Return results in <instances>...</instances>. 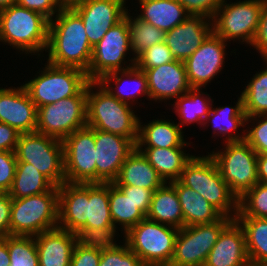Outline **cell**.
<instances>
[{"mask_svg": "<svg viewBox=\"0 0 267 266\" xmlns=\"http://www.w3.org/2000/svg\"><path fill=\"white\" fill-rule=\"evenodd\" d=\"M87 85L76 95L37 108L36 132L63 141L87 126Z\"/></svg>", "mask_w": 267, "mask_h": 266, "instance_id": "obj_10", "label": "cell"}, {"mask_svg": "<svg viewBox=\"0 0 267 266\" xmlns=\"http://www.w3.org/2000/svg\"><path fill=\"white\" fill-rule=\"evenodd\" d=\"M58 190V227L86 240V183L64 182Z\"/></svg>", "mask_w": 267, "mask_h": 266, "instance_id": "obj_21", "label": "cell"}, {"mask_svg": "<svg viewBox=\"0 0 267 266\" xmlns=\"http://www.w3.org/2000/svg\"><path fill=\"white\" fill-rule=\"evenodd\" d=\"M130 49L128 17L111 27L103 38L93 46L90 66L86 72L89 81H99L105 74L127 70L135 66L133 57L131 66L121 67L125 53Z\"/></svg>", "mask_w": 267, "mask_h": 266, "instance_id": "obj_13", "label": "cell"}, {"mask_svg": "<svg viewBox=\"0 0 267 266\" xmlns=\"http://www.w3.org/2000/svg\"><path fill=\"white\" fill-rule=\"evenodd\" d=\"M178 180L199 193L223 216L235 219L238 213V199L230 191L228 184L223 180L210 155L204 157L193 156L185 165ZM231 208L233 211L235 210L234 214L230 213Z\"/></svg>", "mask_w": 267, "mask_h": 266, "instance_id": "obj_3", "label": "cell"}, {"mask_svg": "<svg viewBox=\"0 0 267 266\" xmlns=\"http://www.w3.org/2000/svg\"><path fill=\"white\" fill-rule=\"evenodd\" d=\"M199 89L200 88H191L174 102V108H176L175 112L178 113V117L182 118L179 126H182L184 123L189 124L192 122H198L199 125L206 124L203 122L209 115L212 105L209 104L210 101L207 100V96L206 98L200 97L202 95L200 93L202 92H200ZM209 105H211V107Z\"/></svg>", "mask_w": 267, "mask_h": 266, "instance_id": "obj_36", "label": "cell"}, {"mask_svg": "<svg viewBox=\"0 0 267 266\" xmlns=\"http://www.w3.org/2000/svg\"><path fill=\"white\" fill-rule=\"evenodd\" d=\"M126 16L128 17L130 48L136 54L135 58L152 45L165 41L164 31L143 21L138 16L133 20L128 12Z\"/></svg>", "mask_w": 267, "mask_h": 266, "instance_id": "obj_37", "label": "cell"}, {"mask_svg": "<svg viewBox=\"0 0 267 266\" xmlns=\"http://www.w3.org/2000/svg\"><path fill=\"white\" fill-rule=\"evenodd\" d=\"M49 21L48 63L88 71L93 47L88 41L81 17L71 8L63 7Z\"/></svg>", "mask_w": 267, "mask_h": 266, "instance_id": "obj_1", "label": "cell"}, {"mask_svg": "<svg viewBox=\"0 0 267 266\" xmlns=\"http://www.w3.org/2000/svg\"><path fill=\"white\" fill-rule=\"evenodd\" d=\"M59 190L12 199L10 235L36 236L58 227Z\"/></svg>", "mask_w": 267, "mask_h": 266, "instance_id": "obj_5", "label": "cell"}, {"mask_svg": "<svg viewBox=\"0 0 267 266\" xmlns=\"http://www.w3.org/2000/svg\"><path fill=\"white\" fill-rule=\"evenodd\" d=\"M138 69L143 70L147 76L150 99H177L192 88L183 61L174 60L159 67Z\"/></svg>", "mask_w": 267, "mask_h": 266, "instance_id": "obj_19", "label": "cell"}, {"mask_svg": "<svg viewBox=\"0 0 267 266\" xmlns=\"http://www.w3.org/2000/svg\"><path fill=\"white\" fill-rule=\"evenodd\" d=\"M245 235L251 265L267 264V218L235 217Z\"/></svg>", "mask_w": 267, "mask_h": 266, "instance_id": "obj_32", "label": "cell"}, {"mask_svg": "<svg viewBox=\"0 0 267 266\" xmlns=\"http://www.w3.org/2000/svg\"><path fill=\"white\" fill-rule=\"evenodd\" d=\"M251 266H267V264H257V265H251Z\"/></svg>", "mask_w": 267, "mask_h": 266, "instance_id": "obj_56", "label": "cell"}, {"mask_svg": "<svg viewBox=\"0 0 267 266\" xmlns=\"http://www.w3.org/2000/svg\"><path fill=\"white\" fill-rule=\"evenodd\" d=\"M139 3L143 12L138 17L165 33L189 16L177 0H139Z\"/></svg>", "mask_w": 267, "mask_h": 266, "instance_id": "obj_29", "label": "cell"}, {"mask_svg": "<svg viewBox=\"0 0 267 266\" xmlns=\"http://www.w3.org/2000/svg\"><path fill=\"white\" fill-rule=\"evenodd\" d=\"M267 64V60H265ZM243 110L247 117L267 115V67L250 80L242 92Z\"/></svg>", "mask_w": 267, "mask_h": 266, "instance_id": "obj_38", "label": "cell"}, {"mask_svg": "<svg viewBox=\"0 0 267 266\" xmlns=\"http://www.w3.org/2000/svg\"><path fill=\"white\" fill-rule=\"evenodd\" d=\"M205 19L202 15H189L165 33V43L176 60L184 62L213 32L212 23Z\"/></svg>", "mask_w": 267, "mask_h": 266, "instance_id": "obj_22", "label": "cell"}, {"mask_svg": "<svg viewBox=\"0 0 267 266\" xmlns=\"http://www.w3.org/2000/svg\"><path fill=\"white\" fill-rule=\"evenodd\" d=\"M235 107H219L216 109H211L209 115L206 117V121H209L211 118L212 126L214 127V130H218V133H221L224 135H227L226 142H240L245 140V134L241 137L238 135L234 136L230 134V132L233 130L235 133L239 126H244V123L246 122L247 115L243 110V96L240 95L238 102H236ZM221 120L219 121L218 120ZM223 120V121H222ZM225 120V121H224ZM222 124H219V122ZM227 124V125H225ZM230 131V132H229Z\"/></svg>", "mask_w": 267, "mask_h": 266, "instance_id": "obj_34", "label": "cell"}, {"mask_svg": "<svg viewBox=\"0 0 267 266\" xmlns=\"http://www.w3.org/2000/svg\"><path fill=\"white\" fill-rule=\"evenodd\" d=\"M17 0H0V10H3L11 5H15Z\"/></svg>", "mask_w": 267, "mask_h": 266, "instance_id": "obj_54", "label": "cell"}, {"mask_svg": "<svg viewBox=\"0 0 267 266\" xmlns=\"http://www.w3.org/2000/svg\"><path fill=\"white\" fill-rule=\"evenodd\" d=\"M119 72H121V74ZM122 76H125L131 80H134L135 82V84H133L134 85L133 91H132V87L130 89L131 92L128 91L130 92V94L129 93L127 94V92L125 94L124 91L126 90L119 88L120 82H123L121 78ZM112 80H115L114 82L116 85L115 89H117V91L111 89L113 87H109L107 85V84H110ZM98 82L101 83L114 97H116L120 102H123V103L128 104L129 100L133 99L135 95H139V94L147 95L149 97L147 76L143 70L138 69L136 66H133L132 68H129L127 70L113 71L108 74H105Z\"/></svg>", "mask_w": 267, "mask_h": 266, "instance_id": "obj_35", "label": "cell"}, {"mask_svg": "<svg viewBox=\"0 0 267 266\" xmlns=\"http://www.w3.org/2000/svg\"><path fill=\"white\" fill-rule=\"evenodd\" d=\"M49 20L17 4L0 10V41L26 53L46 50Z\"/></svg>", "mask_w": 267, "mask_h": 266, "instance_id": "obj_4", "label": "cell"}, {"mask_svg": "<svg viewBox=\"0 0 267 266\" xmlns=\"http://www.w3.org/2000/svg\"><path fill=\"white\" fill-rule=\"evenodd\" d=\"M21 133L6 123L0 122V151H15Z\"/></svg>", "mask_w": 267, "mask_h": 266, "instance_id": "obj_51", "label": "cell"}, {"mask_svg": "<svg viewBox=\"0 0 267 266\" xmlns=\"http://www.w3.org/2000/svg\"><path fill=\"white\" fill-rule=\"evenodd\" d=\"M178 231L175 227L145 218L125 233V243L144 266L169 265Z\"/></svg>", "mask_w": 267, "mask_h": 266, "instance_id": "obj_6", "label": "cell"}, {"mask_svg": "<svg viewBox=\"0 0 267 266\" xmlns=\"http://www.w3.org/2000/svg\"><path fill=\"white\" fill-rule=\"evenodd\" d=\"M98 266H144L140 258L124 246L113 242L101 241V259Z\"/></svg>", "mask_w": 267, "mask_h": 266, "instance_id": "obj_41", "label": "cell"}, {"mask_svg": "<svg viewBox=\"0 0 267 266\" xmlns=\"http://www.w3.org/2000/svg\"><path fill=\"white\" fill-rule=\"evenodd\" d=\"M251 46L259 50L263 59L267 60V0L261 10L258 28Z\"/></svg>", "mask_w": 267, "mask_h": 266, "instance_id": "obj_49", "label": "cell"}, {"mask_svg": "<svg viewBox=\"0 0 267 266\" xmlns=\"http://www.w3.org/2000/svg\"><path fill=\"white\" fill-rule=\"evenodd\" d=\"M109 210L114 227L116 228V223L121 224L124 233L146 218L138 209V205L129 196L124 195L114 183H109Z\"/></svg>", "mask_w": 267, "mask_h": 266, "instance_id": "obj_33", "label": "cell"}, {"mask_svg": "<svg viewBox=\"0 0 267 266\" xmlns=\"http://www.w3.org/2000/svg\"><path fill=\"white\" fill-rule=\"evenodd\" d=\"M257 174L259 182L267 184V154L257 155Z\"/></svg>", "mask_w": 267, "mask_h": 266, "instance_id": "obj_52", "label": "cell"}, {"mask_svg": "<svg viewBox=\"0 0 267 266\" xmlns=\"http://www.w3.org/2000/svg\"><path fill=\"white\" fill-rule=\"evenodd\" d=\"M174 60L176 59L164 41L154 44L140 53L136 57L135 66L137 68H153Z\"/></svg>", "mask_w": 267, "mask_h": 266, "instance_id": "obj_43", "label": "cell"}, {"mask_svg": "<svg viewBox=\"0 0 267 266\" xmlns=\"http://www.w3.org/2000/svg\"><path fill=\"white\" fill-rule=\"evenodd\" d=\"M236 217L267 218V184L258 182L238 199Z\"/></svg>", "mask_w": 267, "mask_h": 266, "instance_id": "obj_40", "label": "cell"}, {"mask_svg": "<svg viewBox=\"0 0 267 266\" xmlns=\"http://www.w3.org/2000/svg\"><path fill=\"white\" fill-rule=\"evenodd\" d=\"M113 183L116 186H134L155 191L166 182L151 166L142 152L135 148L123 162Z\"/></svg>", "mask_w": 267, "mask_h": 266, "instance_id": "obj_25", "label": "cell"}, {"mask_svg": "<svg viewBox=\"0 0 267 266\" xmlns=\"http://www.w3.org/2000/svg\"><path fill=\"white\" fill-rule=\"evenodd\" d=\"M176 189L184 218V226L210 224L223 215L199 193L179 180L170 182Z\"/></svg>", "mask_w": 267, "mask_h": 266, "instance_id": "obj_26", "label": "cell"}, {"mask_svg": "<svg viewBox=\"0 0 267 266\" xmlns=\"http://www.w3.org/2000/svg\"><path fill=\"white\" fill-rule=\"evenodd\" d=\"M14 152L17 162L33 165L55 186L59 187L65 182L61 140L38 132L21 133Z\"/></svg>", "mask_w": 267, "mask_h": 266, "instance_id": "obj_7", "label": "cell"}, {"mask_svg": "<svg viewBox=\"0 0 267 266\" xmlns=\"http://www.w3.org/2000/svg\"><path fill=\"white\" fill-rule=\"evenodd\" d=\"M16 4L42 14L49 21L52 20L55 12H59L64 7L59 0H17Z\"/></svg>", "mask_w": 267, "mask_h": 266, "instance_id": "obj_47", "label": "cell"}, {"mask_svg": "<svg viewBox=\"0 0 267 266\" xmlns=\"http://www.w3.org/2000/svg\"><path fill=\"white\" fill-rule=\"evenodd\" d=\"M225 150L209 154L228 184L230 191L240 199L258 182L257 153L244 140L226 142Z\"/></svg>", "mask_w": 267, "mask_h": 266, "instance_id": "obj_8", "label": "cell"}, {"mask_svg": "<svg viewBox=\"0 0 267 266\" xmlns=\"http://www.w3.org/2000/svg\"><path fill=\"white\" fill-rule=\"evenodd\" d=\"M0 266H10V256L4 239H0Z\"/></svg>", "mask_w": 267, "mask_h": 266, "instance_id": "obj_53", "label": "cell"}, {"mask_svg": "<svg viewBox=\"0 0 267 266\" xmlns=\"http://www.w3.org/2000/svg\"><path fill=\"white\" fill-rule=\"evenodd\" d=\"M101 259V241L78 240L70 266H98Z\"/></svg>", "mask_w": 267, "mask_h": 266, "instance_id": "obj_42", "label": "cell"}, {"mask_svg": "<svg viewBox=\"0 0 267 266\" xmlns=\"http://www.w3.org/2000/svg\"><path fill=\"white\" fill-rule=\"evenodd\" d=\"M89 82L83 70L59 67L47 62L41 75L25 83L24 88L36 107L76 96Z\"/></svg>", "mask_w": 267, "mask_h": 266, "instance_id": "obj_9", "label": "cell"}, {"mask_svg": "<svg viewBox=\"0 0 267 266\" xmlns=\"http://www.w3.org/2000/svg\"><path fill=\"white\" fill-rule=\"evenodd\" d=\"M96 85L100 89L94 93L92 88ZM129 105L120 102L98 81L87 83V126L129 138L136 145L139 119Z\"/></svg>", "mask_w": 267, "mask_h": 266, "instance_id": "obj_2", "label": "cell"}, {"mask_svg": "<svg viewBox=\"0 0 267 266\" xmlns=\"http://www.w3.org/2000/svg\"><path fill=\"white\" fill-rule=\"evenodd\" d=\"M96 183H113L128 155L136 148L129 139L94 129Z\"/></svg>", "mask_w": 267, "mask_h": 266, "instance_id": "obj_16", "label": "cell"}, {"mask_svg": "<svg viewBox=\"0 0 267 266\" xmlns=\"http://www.w3.org/2000/svg\"><path fill=\"white\" fill-rule=\"evenodd\" d=\"M0 122L20 133L36 132L37 107L24 86L0 89Z\"/></svg>", "mask_w": 267, "mask_h": 266, "instance_id": "obj_20", "label": "cell"}, {"mask_svg": "<svg viewBox=\"0 0 267 266\" xmlns=\"http://www.w3.org/2000/svg\"><path fill=\"white\" fill-rule=\"evenodd\" d=\"M86 240L113 242L116 228L109 210V183H86Z\"/></svg>", "mask_w": 267, "mask_h": 266, "instance_id": "obj_17", "label": "cell"}, {"mask_svg": "<svg viewBox=\"0 0 267 266\" xmlns=\"http://www.w3.org/2000/svg\"><path fill=\"white\" fill-rule=\"evenodd\" d=\"M125 0H82L70 6L82 19L90 45L126 16Z\"/></svg>", "mask_w": 267, "mask_h": 266, "instance_id": "obj_15", "label": "cell"}, {"mask_svg": "<svg viewBox=\"0 0 267 266\" xmlns=\"http://www.w3.org/2000/svg\"><path fill=\"white\" fill-rule=\"evenodd\" d=\"M232 220L233 218L222 216L210 224L179 229L169 266H203L220 233Z\"/></svg>", "mask_w": 267, "mask_h": 266, "instance_id": "obj_11", "label": "cell"}, {"mask_svg": "<svg viewBox=\"0 0 267 266\" xmlns=\"http://www.w3.org/2000/svg\"><path fill=\"white\" fill-rule=\"evenodd\" d=\"M60 3L64 6V7H70L73 4L82 1V0H59Z\"/></svg>", "mask_w": 267, "mask_h": 266, "instance_id": "obj_55", "label": "cell"}, {"mask_svg": "<svg viewBox=\"0 0 267 266\" xmlns=\"http://www.w3.org/2000/svg\"><path fill=\"white\" fill-rule=\"evenodd\" d=\"M264 117L259 120L257 125L245 134V141L252 147L257 154H267V115H256L246 118V123L251 119Z\"/></svg>", "mask_w": 267, "mask_h": 266, "instance_id": "obj_44", "label": "cell"}, {"mask_svg": "<svg viewBox=\"0 0 267 266\" xmlns=\"http://www.w3.org/2000/svg\"><path fill=\"white\" fill-rule=\"evenodd\" d=\"M3 239L7 243L10 266H39L35 236L8 235Z\"/></svg>", "mask_w": 267, "mask_h": 266, "instance_id": "obj_39", "label": "cell"}, {"mask_svg": "<svg viewBox=\"0 0 267 266\" xmlns=\"http://www.w3.org/2000/svg\"><path fill=\"white\" fill-rule=\"evenodd\" d=\"M17 159L15 152L0 151V193H8L15 177Z\"/></svg>", "mask_w": 267, "mask_h": 266, "instance_id": "obj_45", "label": "cell"}, {"mask_svg": "<svg viewBox=\"0 0 267 266\" xmlns=\"http://www.w3.org/2000/svg\"><path fill=\"white\" fill-rule=\"evenodd\" d=\"M189 15H202L212 19L225 0H177Z\"/></svg>", "mask_w": 267, "mask_h": 266, "instance_id": "obj_46", "label": "cell"}, {"mask_svg": "<svg viewBox=\"0 0 267 266\" xmlns=\"http://www.w3.org/2000/svg\"><path fill=\"white\" fill-rule=\"evenodd\" d=\"M124 195L138 205V209L146 216L149 212L154 191L134 186H117Z\"/></svg>", "mask_w": 267, "mask_h": 266, "instance_id": "obj_48", "label": "cell"}, {"mask_svg": "<svg viewBox=\"0 0 267 266\" xmlns=\"http://www.w3.org/2000/svg\"><path fill=\"white\" fill-rule=\"evenodd\" d=\"M55 185L33 165L17 162L15 177L8 192L12 199L45 193Z\"/></svg>", "mask_w": 267, "mask_h": 266, "instance_id": "obj_31", "label": "cell"}, {"mask_svg": "<svg viewBox=\"0 0 267 266\" xmlns=\"http://www.w3.org/2000/svg\"><path fill=\"white\" fill-rule=\"evenodd\" d=\"M225 41L213 32L185 61L187 78L192 88L206 86L221 71Z\"/></svg>", "mask_w": 267, "mask_h": 266, "instance_id": "obj_18", "label": "cell"}, {"mask_svg": "<svg viewBox=\"0 0 267 266\" xmlns=\"http://www.w3.org/2000/svg\"><path fill=\"white\" fill-rule=\"evenodd\" d=\"M147 158L151 166L166 182L178 180L185 165L192 159V155L182 151V148H137Z\"/></svg>", "mask_w": 267, "mask_h": 266, "instance_id": "obj_30", "label": "cell"}, {"mask_svg": "<svg viewBox=\"0 0 267 266\" xmlns=\"http://www.w3.org/2000/svg\"><path fill=\"white\" fill-rule=\"evenodd\" d=\"M154 191L146 218L177 229L184 227V218L175 187L169 182Z\"/></svg>", "mask_w": 267, "mask_h": 266, "instance_id": "obj_28", "label": "cell"}, {"mask_svg": "<svg viewBox=\"0 0 267 266\" xmlns=\"http://www.w3.org/2000/svg\"><path fill=\"white\" fill-rule=\"evenodd\" d=\"M183 139L182 127L166 120H153L147 125H141L139 120L138 140L136 148H184L187 145Z\"/></svg>", "mask_w": 267, "mask_h": 266, "instance_id": "obj_27", "label": "cell"}, {"mask_svg": "<svg viewBox=\"0 0 267 266\" xmlns=\"http://www.w3.org/2000/svg\"><path fill=\"white\" fill-rule=\"evenodd\" d=\"M203 266H251L243 229L235 219L222 230Z\"/></svg>", "mask_w": 267, "mask_h": 266, "instance_id": "obj_23", "label": "cell"}, {"mask_svg": "<svg viewBox=\"0 0 267 266\" xmlns=\"http://www.w3.org/2000/svg\"><path fill=\"white\" fill-rule=\"evenodd\" d=\"M65 182L96 183V147L94 129L88 126L74 131L63 141Z\"/></svg>", "mask_w": 267, "mask_h": 266, "instance_id": "obj_14", "label": "cell"}, {"mask_svg": "<svg viewBox=\"0 0 267 266\" xmlns=\"http://www.w3.org/2000/svg\"><path fill=\"white\" fill-rule=\"evenodd\" d=\"M79 237L59 227L35 236L39 266H70Z\"/></svg>", "mask_w": 267, "mask_h": 266, "instance_id": "obj_24", "label": "cell"}, {"mask_svg": "<svg viewBox=\"0 0 267 266\" xmlns=\"http://www.w3.org/2000/svg\"><path fill=\"white\" fill-rule=\"evenodd\" d=\"M12 198L8 193H0V239L10 235Z\"/></svg>", "mask_w": 267, "mask_h": 266, "instance_id": "obj_50", "label": "cell"}, {"mask_svg": "<svg viewBox=\"0 0 267 266\" xmlns=\"http://www.w3.org/2000/svg\"><path fill=\"white\" fill-rule=\"evenodd\" d=\"M265 1L246 0L232 4L223 2L211 21L213 33L225 42L237 38L251 45Z\"/></svg>", "mask_w": 267, "mask_h": 266, "instance_id": "obj_12", "label": "cell"}]
</instances>
